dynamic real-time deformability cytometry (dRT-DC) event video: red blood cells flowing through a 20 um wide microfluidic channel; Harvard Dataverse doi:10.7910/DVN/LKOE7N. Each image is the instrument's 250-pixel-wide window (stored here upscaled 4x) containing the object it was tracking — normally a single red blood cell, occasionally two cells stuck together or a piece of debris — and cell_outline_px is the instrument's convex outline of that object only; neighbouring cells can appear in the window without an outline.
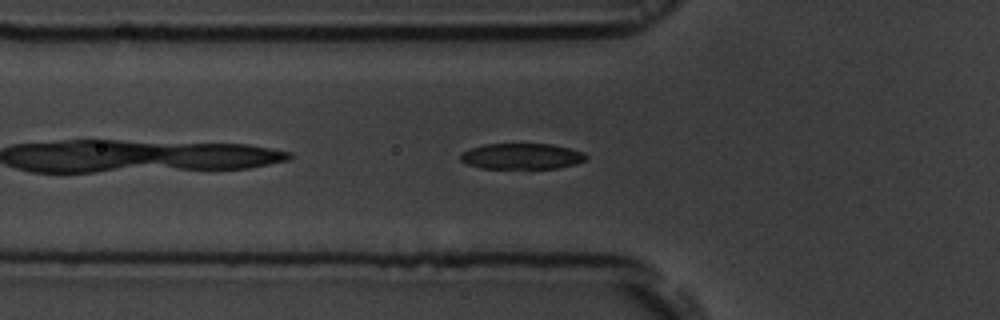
{"species": "common noctule bat (a hibernating species)", "species_latin": "Nyctalus noctula", "temperature_condition": "room temperature", "stored_images_in_passage": 37, "camera_frame_rate_fps": 3000, "um_per_image_px": 0.085, "animal": {"sex": "male", "body_mass_g": 19.5, "forearm_length_mm": 54.6}, "frame": {"image": 1, "passage_image": 3, "time_ms": 0.667, "image_size_px": [1000, 320], "cell_outline_px": [[588, 156], [584, 160], [576, 164], [560, 168], [480, 168], [468, 164], [460, 160], [460, 152], [484, 144], [552, 144], [584, 152]], "centroid_in_image_um": [44.35, 13.28], "position_along_channel_um": 81.5, "area_um2": 18.9}}
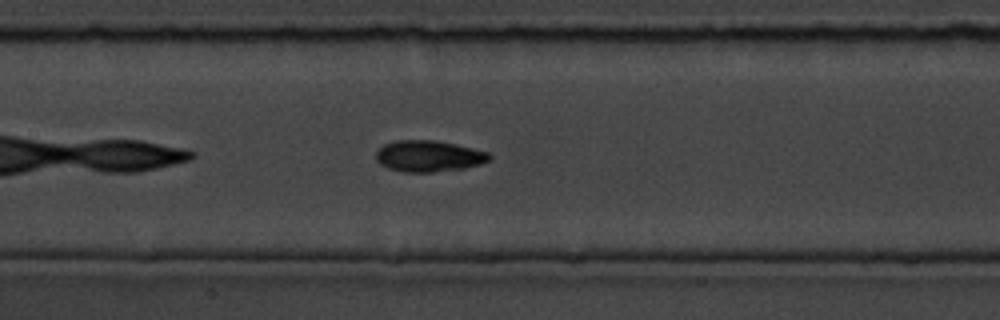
{"frame": {"image": 2, "passage_image": 10, "time_ms": 3.0, "image_size_px": [1000, 320], "cell_outline_px": [[492, 156], [488, 160], [480, 164], [464, 168], [432, 172], [404, 172], [388, 168], [380, 164], [376, 160], [376, 152], [384, 144], [396, 140], [432, 140], [472, 148], [488, 152]], "centroid_in_image_um": [36.41, 13.27], "position_along_channel_um": 171.0, "area_um2": 20.46}}
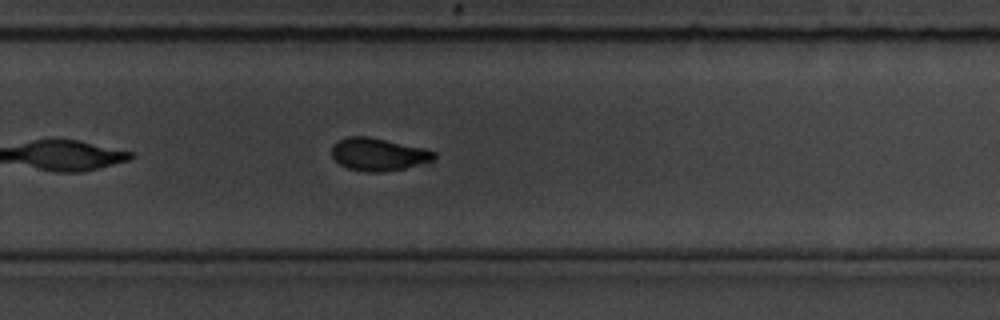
{"frame": {"image": 3, "passage_image": 20, "time_ms": 6.333, "image_size_px": [1000, 320], "cell_outline_px": [[436, 156], [432, 160], [404, 168], [380, 172], [364, 172], [348, 168], [340, 164], [332, 156], [332, 144], [348, 136], [368, 136], [424, 148], [436, 152]], "centroid_in_image_um": [32.13, 13.11], "position_along_channel_um": 297.7, "area_um2": 19.31}}